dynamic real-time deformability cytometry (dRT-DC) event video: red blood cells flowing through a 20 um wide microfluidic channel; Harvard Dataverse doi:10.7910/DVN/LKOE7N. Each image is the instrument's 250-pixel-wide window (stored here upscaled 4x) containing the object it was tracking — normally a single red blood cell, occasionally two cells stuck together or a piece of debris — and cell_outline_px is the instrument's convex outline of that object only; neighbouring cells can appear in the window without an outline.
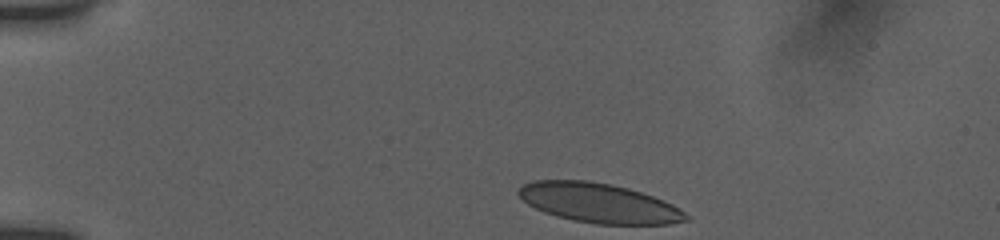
{"species": "human", "species_latin": "Homo sapiens", "temperature_condition": "room temperature", "stored_images_in_passage": 8, "camera_frame_rate_fps": 3000, "um_per_image_px": 0.085, "donor": {"sex": "female"}, "frame": {"image": 1, "passage_image": 1, "time_ms": 0.0, "image_size_px": [1000, 240], "cell_outline_px": [[692, 220], [668, 224], [596, 224], [572, 220], [556, 216], [544, 212], [528, 204], [516, 192], [524, 184], [532, 180], [588, 180], [612, 184], [628, 188], [664, 200], [672, 204], [692, 216]], "centroid_in_image_um": [50.95, 17.26], "position_along_channel_um": 34.1, "area_um2": 38.73}}
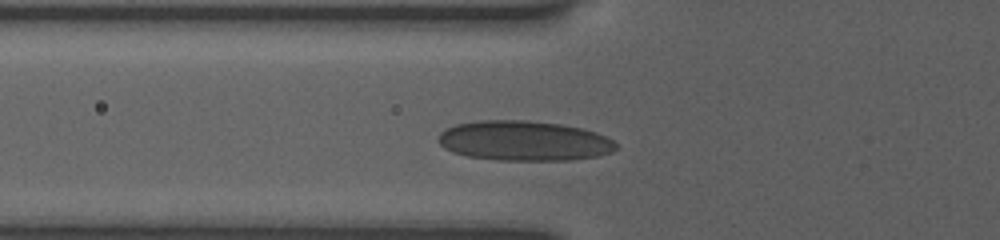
{"frame": {"image": 2, "passage_image": 7, "time_ms": 3.0, "image_size_px": [1000, 240], "cell_outline_px": [[616, 148], [612, 152], [596, 156], [568, 160], [496, 160], [468, 156], [452, 152], [444, 148], [440, 144], [436, 136], [440, 132], [456, 124], [480, 120], [524, 120], [560, 124], [580, 128], [596, 132], [612, 140], [616, 144]], "centroid_in_image_um": [44.5, 11.97], "position_along_channel_um": 81.3, "area_um2": 41.27}}